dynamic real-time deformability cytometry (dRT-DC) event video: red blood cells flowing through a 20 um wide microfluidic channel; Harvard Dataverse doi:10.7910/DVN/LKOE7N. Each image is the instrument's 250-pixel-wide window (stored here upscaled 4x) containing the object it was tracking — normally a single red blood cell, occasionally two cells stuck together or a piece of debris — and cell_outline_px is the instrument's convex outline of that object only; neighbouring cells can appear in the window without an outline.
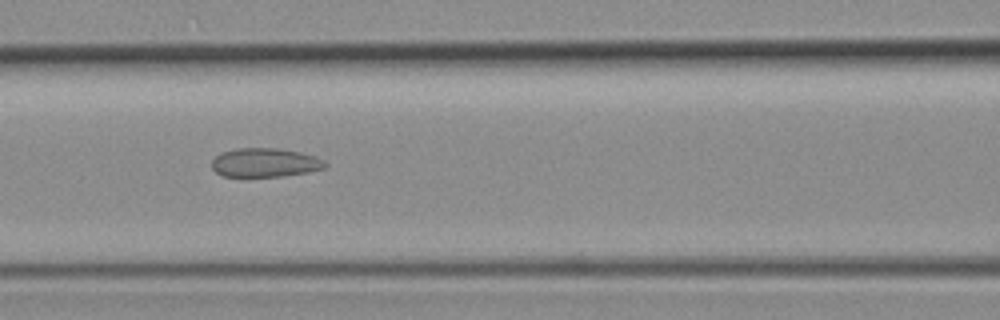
{"species": "common noctule bat (a hibernating species)", "species_latin": "Nyctalus noctula", "temperature_condition": "room temperature", "stored_images_in_passage": 47, "camera_frame_rate_fps": 3000, "um_per_image_px": 0.085, "animal": {"sex": "female", "body_mass_g": 19.3, "forearm_length_mm": 54.1}, "frame": {"image": 1, "passage_image": 19, "time_ms": 6.0, "image_size_px": [1000, 320], "cell_outline_px": [[328, 164], [324, 168], [308, 172], [284, 176], [224, 176], [216, 172], [212, 168], [212, 160], [220, 152], [236, 148], [280, 148], [300, 152], [316, 156], [324, 160]], "centroid_in_image_um": [22.54, 13.81], "position_along_channel_um": 144.1, "area_um2": 19.19}}
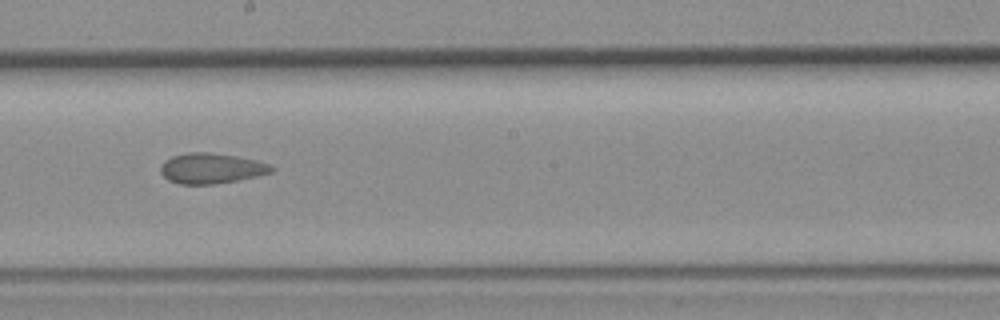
{"frame": {"image": 2, "passage_image": 25, "time_ms": 8.0, "image_size_px": [1000, 320], "cell_outline_px": [[276, 168], [272, 172], [256, 176], [236, 180], [212, 184], [180, 184], [168, 180], [160, 172], [160, 168], [164, 160], [172, 156], [188, 152], [208, 152], [236, 156], [256, 160], [268, 164]], "centroid_in_image_um": [17.94, 14.3], "position_along_channel_um": 230.3, "area_um2": 19.54}}
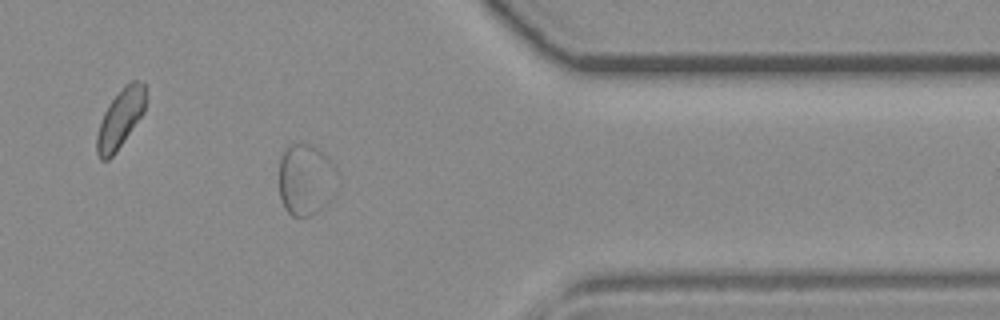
{"frame": {"image": 3, "passage_image": 37, "time_ms": 12.0, "image_size_px": [1000, 320], "cell_outline_px": [[340, 184], [332, 200], [324, 208], [308, 216], [292, 216], [284, 208], [280, 196], [280, 156], [284, 148], [288, 144], [300, 140], [316, 148], [328, 156], [336, 168], [340, 176]], "centroid_in_image_um": [26.06, 15.24], "position_along_channel_um": 385.3, "area_um2": 25.37}}